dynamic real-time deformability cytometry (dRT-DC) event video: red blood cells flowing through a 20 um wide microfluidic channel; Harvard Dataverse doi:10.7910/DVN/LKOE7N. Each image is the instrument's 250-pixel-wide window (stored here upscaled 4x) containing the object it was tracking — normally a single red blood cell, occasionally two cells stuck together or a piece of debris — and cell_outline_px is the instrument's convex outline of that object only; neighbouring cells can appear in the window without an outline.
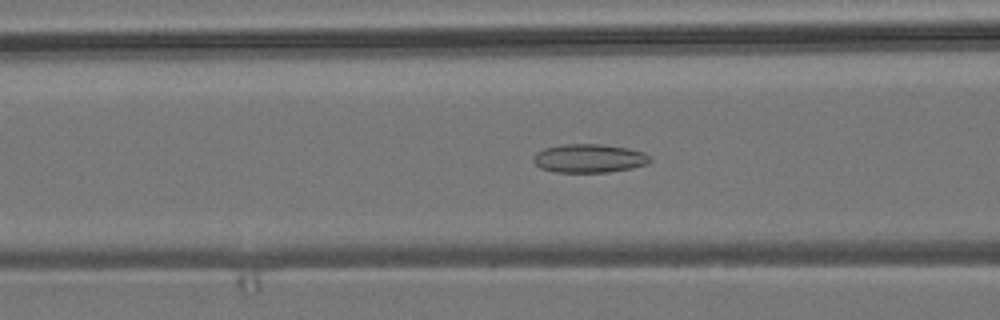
{"species": "common noctule bat (a hibernating species)", "species_latin": "Nyctalus noctula", "temperature_condition": "room temperature", "stored_images_in_passage": 39, "camera_frame_rate_fps": 3000, "um_per_image_px": 0.085, "animal": {"sex": "male", "body_mass_g": 19.2, "forearm_length_mm": 51.8}, "frame": {"image": 1, "passage_image": 7, "time_ms": 2.0, "image_size_px": [1000, 320], "cell_outline_px": [[652, 160], [648, 164], [632, 168], [608, 172], [552, 172], [540, 168], [532, 160], [532, 156], [536, 152], [544, 148], [560, 144], [600, 144], [628, 148], [644, 152], [652, 156]], "centroid_in_image_um": [50.08, 13.46], "position_along_channel_um": 116.5, "area_um2": 19.77}}
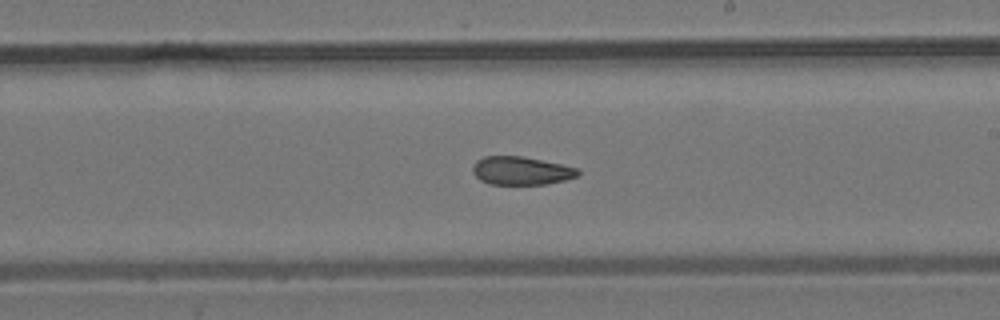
{"frame": {"image": 2, "passage_image": 17, "time_ms": 5.333, "image_size_px": [1000, 320], "cell_outline_px": [[580, 176], [548, 184], [488, 184], [480, 180], [472, 172], [472, 164], [476, 160], [484, 156], [520, 156], [580, 168]], "centroid_in_image_um": [44.29, 14.51], "position_along_channel_um": 244.7, "area_um2": 17.46}}
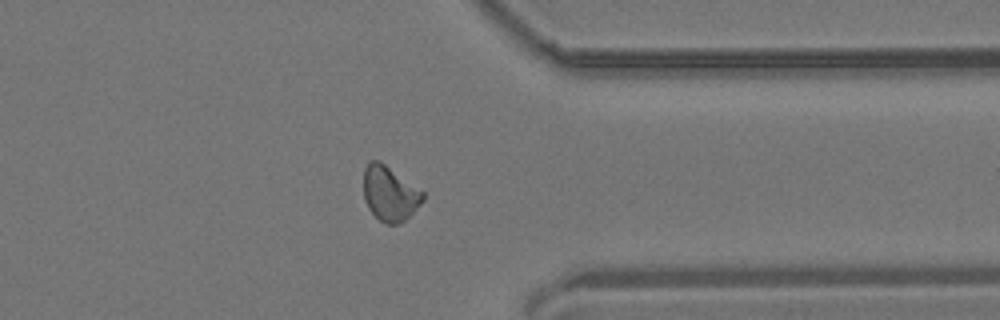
{"frame": {"image": 3, "passage_image": 28, "time_ms": 9.0, "image_size_px": [1000, 320], "cell_outline_px": [[424, 200], [400, 224], [384, 224], [368, 208], [364, 200], [364, 168], [372, 160], [380, 160], [424, 192]], "centroid_in_image_um": [33.12, 16.45], "position_along_channel_um": 378.3, "area_um2": 18.84}, "authors_computed_cell_mechanics": {"area_um2": 18.2648, "velocity_mm_per_s": 3.8436, "shape_relaxation_time_tau1_ms": null, "shape_relaxation_time_tau2_ms": 3.8221, "deformation_change_tau1": null, "deformation_change_tau2": 0.0975}}